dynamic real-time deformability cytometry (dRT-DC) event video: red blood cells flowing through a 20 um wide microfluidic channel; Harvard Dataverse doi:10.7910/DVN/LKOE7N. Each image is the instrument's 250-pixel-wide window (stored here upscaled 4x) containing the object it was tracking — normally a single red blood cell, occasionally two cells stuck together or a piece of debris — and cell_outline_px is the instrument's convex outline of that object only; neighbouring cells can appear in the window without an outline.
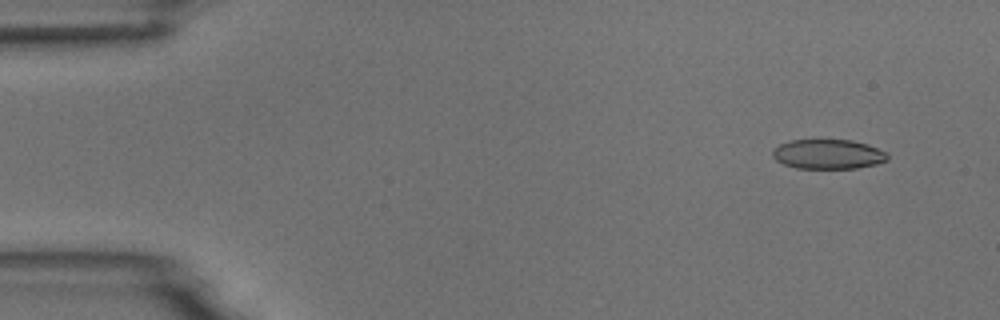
{"species": "common noctule bat (a hibernating species)", "species_latin": "Nyctalus noctula", "temperature_condition": "room temperature", "stored_images_in_passage": 20, "camera_frame_rate_fps": 3000, "um_per_image_px": 0.085, "animal": {"sex": "male", "body_mass_g": 18.8}, "frame": {"image": 1, "passage_image": 4, "time_ms": 1.0, "image_size_px": [1000, 320], "cell_outline_px": [[888, 160], [876, 164], [856, 168], [796, 168], [784, 164], [776, 160], [772, 156], [772, 152], [780, 144], [792, 140], [852, 140], [868, 144], [888, 152]], "centroid_in_image_um": [70.42, 13.1], "position_along_channel_um": 14.6, "area_um2": 19.83}}
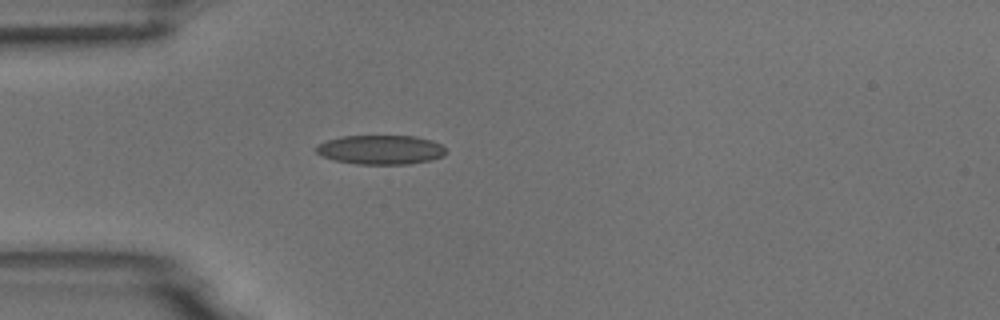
{"frame": {"image": 2, "passage_image": 15, "time_ms": 4.667, "image_size_px": [1000, 320], "cell_outline_px": [[444, 156], [432, 160], [408, 164], [356, 164], [336, 160], [324, 156], [316, 152], [312, 148], [328, 140], [340, 136], [416, 136], [432, 140], [440, 144], [444, 148]], "centroid_in_image_um": [32.36, 12.72], "position_along_channel_um": 52.6, "area_um2": 22.08}}